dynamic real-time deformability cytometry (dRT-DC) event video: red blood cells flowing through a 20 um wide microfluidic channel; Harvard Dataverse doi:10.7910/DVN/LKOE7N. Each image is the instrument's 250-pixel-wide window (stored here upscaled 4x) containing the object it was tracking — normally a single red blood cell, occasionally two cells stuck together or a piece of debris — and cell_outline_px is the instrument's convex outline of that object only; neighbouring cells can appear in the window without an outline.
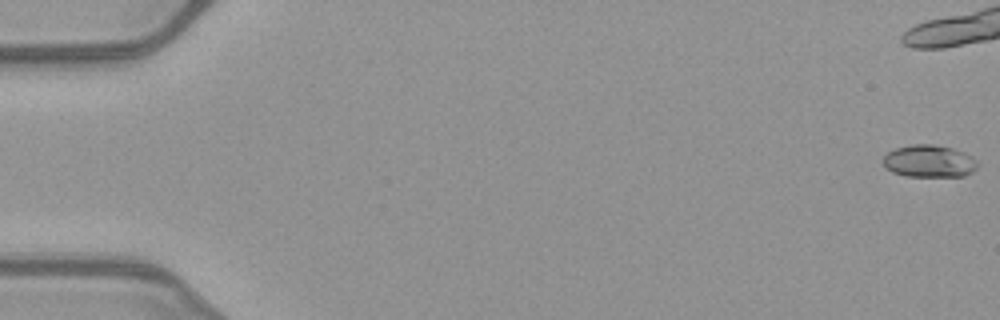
{"species": "common noctule bat (a hibernating species)", "species_latin": "Nyctalus noctula", "temperature_condition": "warm", "stored_images_in_passage": 43, "camera_frame_rate_fps": 3000, "um_per_image_px": 0.085, "animal": {"sex": "female", "body_mass_g": 21.9}, "frame": {"image": 1, "passage_image": 1, "time_ms": 0.0, "image_size_px": [1000, 320], "cell_outline_px": [[976, 168], [972, 172], [964, 176], [904, 176], [892, 172], [884, 168], [884, 156], [888, 152], [896, 148], [912, 144], [932, 144], [952, 148], [964, 152], [972, 156], [976, 160]], "centroid_in_image_um": [78.96, 13.7], "position_along_channel_um": 6.0, "area_um2": 17.8}}